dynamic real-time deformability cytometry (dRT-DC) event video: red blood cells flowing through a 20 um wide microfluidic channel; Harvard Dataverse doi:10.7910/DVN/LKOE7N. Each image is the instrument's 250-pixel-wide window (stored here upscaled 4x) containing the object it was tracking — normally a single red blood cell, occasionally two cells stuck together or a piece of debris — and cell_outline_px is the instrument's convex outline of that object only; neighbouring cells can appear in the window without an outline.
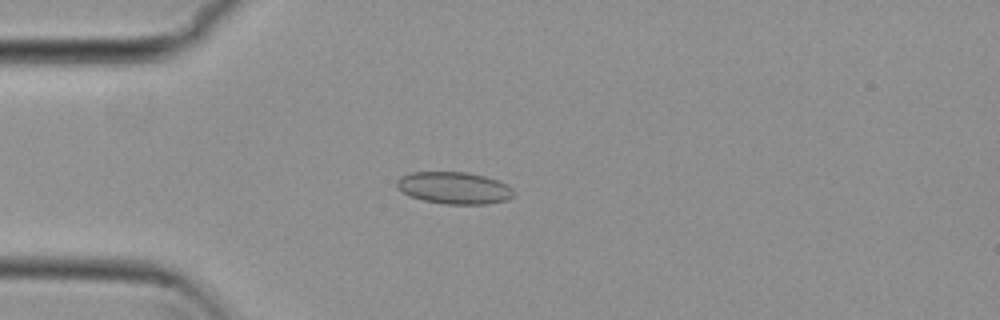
{"species": "common noctule bat (a hibernating species)", "species_latin": "Nyctalus noctula", "temperature_condition": "cold", "stored_images_in_passage": 54, "camera_frame_rate_fps": 3000, "um_per_image_px": 0.085, "animal": {"sex": "female", "body_mass_g": 29.2, "forearm_length_mm": 56.3}, "frame": {"image": 1, "passage_image": 14, "time_ms": 4.333, "image_size_px": [1000, 320], "cell_outline_px": [[516, 196], [508, 200], [488, 204], [444, 204], [424, 200], [408, 196], [396, 188], [396, 180], [400, 176], [412, 172], [468, 172], [484, 176], [496, 180], [512, 188]], "centroid_in_image_um": [38.58, 15.98], "position_along_channel_um": 46.4, "area_um2": 22.02}}
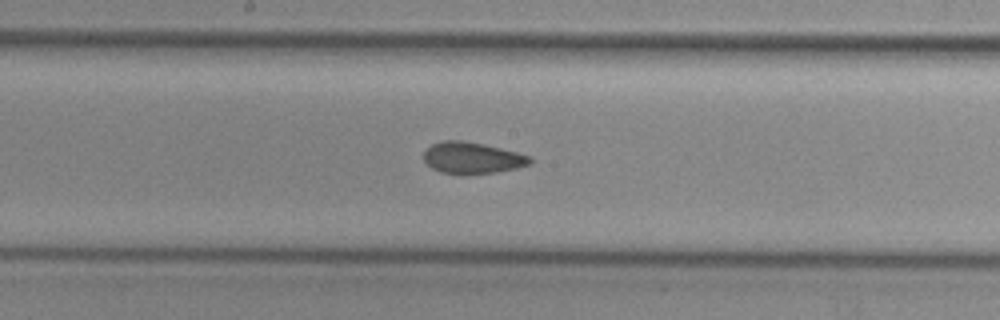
{"frame": {"image": 2, "passage_image": 28, "time_ms": 9.0, "image_size_px": [1000, 320], "cell_outline_px": [[532, 164], [516, 168], [496, 172], [440, 172], [432, 168], [424, 160], [424, 152], [432, 144], [440, 140], [464, 140], [484, 144], [532, 156]], "centroid_in_image_um": [40.16, 13.38], "position_along_channel_um": 208.0, "area_um2": 19.07}}
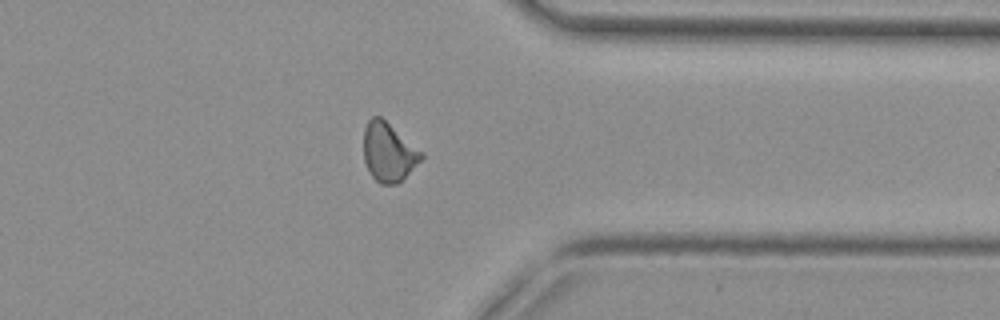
{"frame": {"image": 3, "passage_image": 42, "time_ms": 13.667, "image_size_px": [1000, 320], "cell_outline_px": [[424, 156], [396, 184], [380, 184], [368, 172], [364, 160], [364, 128], [368, 120], [372, 116], [380, 116], [424, 152]], "centroid_in_image_um": [33.0, 12.91], "position_along_channel_um": 378.4, "area_um2": 19.59}, "authors_computed_cell_mechanics": {"area_um2": 19.9988, "velocity_mm_per_s": 3.8124, "shape_relaxation_time_tau1_ms": null, "shape_relaxation_time_tau2_ms": 2.5596, "deformation_change_tau1": null, "deformation_change_tau2": 0.0797}}